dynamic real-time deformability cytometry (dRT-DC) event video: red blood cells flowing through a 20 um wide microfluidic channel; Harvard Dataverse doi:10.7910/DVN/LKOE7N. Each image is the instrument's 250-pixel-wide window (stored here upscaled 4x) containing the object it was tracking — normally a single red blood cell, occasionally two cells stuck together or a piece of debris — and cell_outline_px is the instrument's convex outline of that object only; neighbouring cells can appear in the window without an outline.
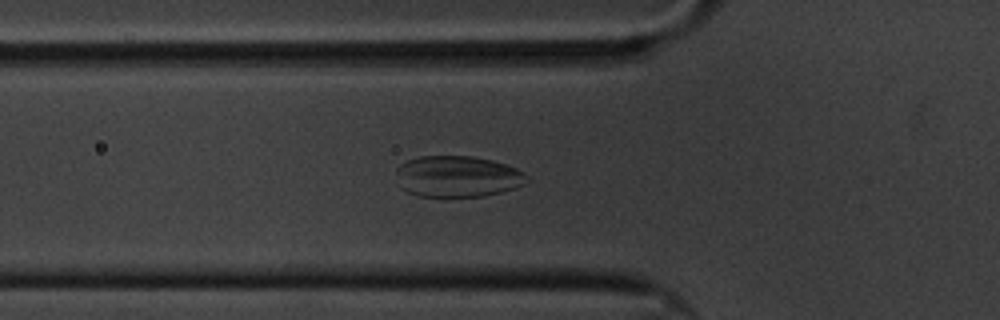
{"species": "common noctule bat (a hibernating species)", "species_latin": "Nyctalus noctula", "temperature_condition": "cold", "stored_images_in_passage": 61, "camera_frame_rate_fps": 3000, "um_per_image_px": 0.085, "animal": {"sex": "male", "body_mass_g": 20.1, "forearm_length_mm": 53.5}, "frame": {"image": 1, "passage_image": 21, "time_ms": 6.667, "image_size_px": [1000, 320], "cell_outline_px": [[532, 180], [516, 188], [484, 196], [416, 196], [400, 188], [396, 172], [396, 168], [400, 164], [408, 160], [420, 156], [472, 156], [492, 160], [516, 168], [524, 172]], "centroid_in_image_um": [38.9, 15.0], "position_along_channel_um": 86.9, "area_um2": 31.62}}
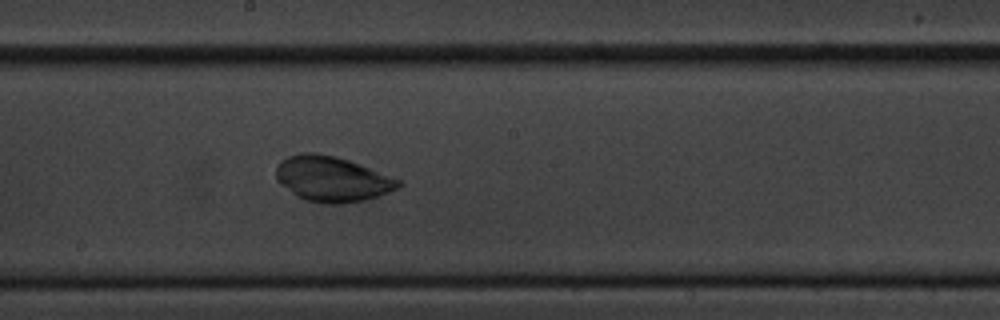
{"frame": {"image": 2, "passage_image": 33, "time_ms": 10.667, "image_size_px": [1000, 320], "cell_outline_px": [[404, 184], [400, 188], [364, 200], [340, 204], [324, 204], [304, 200], [296, 196], [276, 180], [276, 168], [280, 160], [288, 156], [300, 152], [316, 152], [336, 156], [348, 160], [404, 180]], "centroid_in_image_um": [28.24, 15.21], "position_along_channel_um": 220.0, "area_um2": 32.71}}
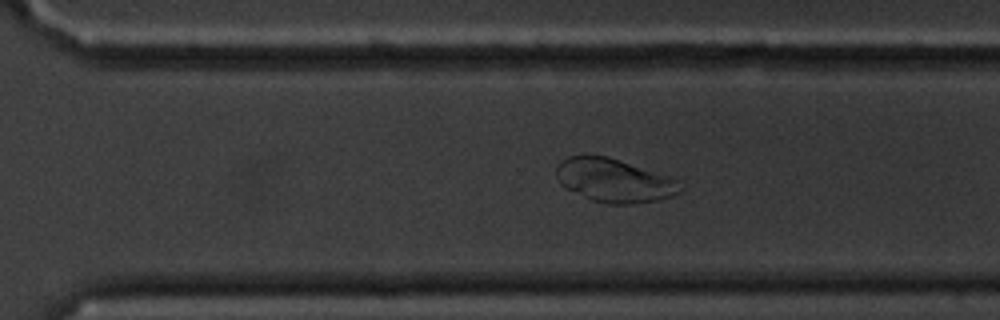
{"frame": {"image": 3, "passage_image": 42, "time_ms": 13.667, "image_size_px": [1000, 320], "cell_outline_px": [[684, 188], [672, 196], [660, 200], [632, 204], [608, 204], [592, 200], [560, 184], [556, 176], [556, 164], [560, 160], [568, 156], [608, 156], [680, 180]], "centroid_in_image_um": [52.23, 15.34], "position_along_channel_um": 318.4, "area_um2": 31.39}}